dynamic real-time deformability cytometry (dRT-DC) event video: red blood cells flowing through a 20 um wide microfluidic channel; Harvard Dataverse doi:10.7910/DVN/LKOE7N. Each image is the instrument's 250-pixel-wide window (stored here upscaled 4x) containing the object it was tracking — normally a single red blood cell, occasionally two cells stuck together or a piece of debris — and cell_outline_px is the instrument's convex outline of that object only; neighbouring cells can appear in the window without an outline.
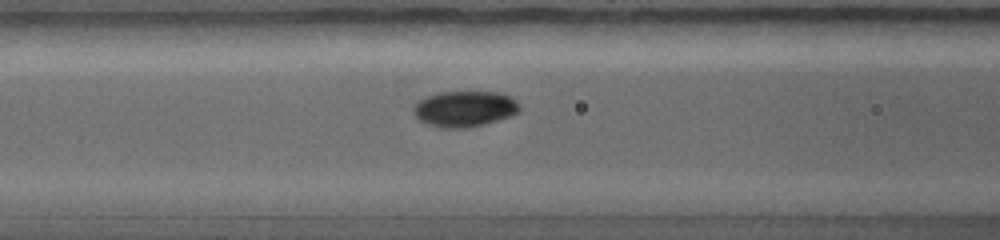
{"species": "common noctule bat (a hibernating species)", "species_latin": "Nyctalus noctula", "temperature_condition": "warm", "stored_images_in_passage": 15, "camera_frame_rate_fps": 5000, "um_per_image_px": 0.085, "animal": {"sex": "female", "body_mass_g": 19.0, "forearm_length_mm": 56.7}, "frame": {"image": 1, "passage_image": 7, "time_ms": 2.8, "image_size_px": [1000, 240], "cell_outline_px": [[520, 112], [484, 124], [464, 128], [440, 128], [428, 124], [420, 120], [412, 112], [412, 108], [420, 100], [428, 96], [440, 92], [496, 92], [508, 96], [516, 100], [520, 104]], "centroid_in_image_um": [39.48, 9.25], "position_along_channel_um": 127.1, "area_um2": 21.96}}
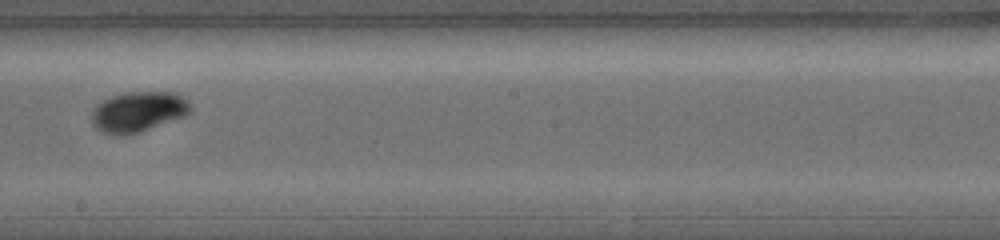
{"frame": {"image": 2, "passage_image": 11, "time_ms": 4.6, "image_size_px": [1000, 240], "cell_outline_px": [[192, 112], [184, 116], [140, 132], [124, 136], [112, 136], [96, 128], [92, 124], [92, 112], [104, 100], [112, 96], [128, 92], [172, 92], [188, 100], [192, 108]], "centroid_in_image_um": [11.77, 9.52], "position_along_channel_um": 236.4, "area_um2": 23.12}}
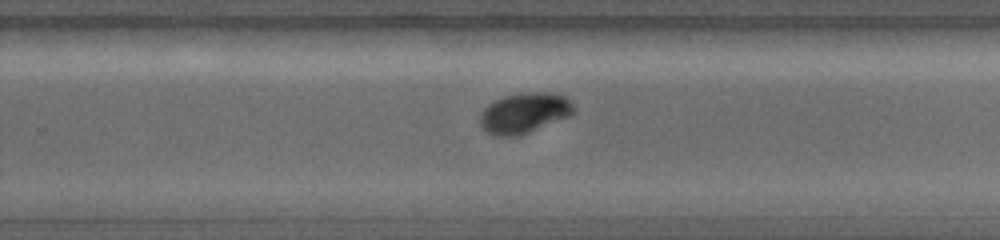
{"frame": {"image": 3, "passage_image": 13, "time_ms": 5.4, "image_size_px": [1000, 240], "cell_outline_px": [[576, 112], [568, 116], [520, 136], [496, 136], [488, 132], [480, 124], [480, 116], [484, 108], [488, 104], [504, 96], [524, 92], [556, 92], [568, 96]], "centroid_in_image_um": [44.6, 9.58], "position_along_channel_um": 285.2, "area_um2": 22.14}}